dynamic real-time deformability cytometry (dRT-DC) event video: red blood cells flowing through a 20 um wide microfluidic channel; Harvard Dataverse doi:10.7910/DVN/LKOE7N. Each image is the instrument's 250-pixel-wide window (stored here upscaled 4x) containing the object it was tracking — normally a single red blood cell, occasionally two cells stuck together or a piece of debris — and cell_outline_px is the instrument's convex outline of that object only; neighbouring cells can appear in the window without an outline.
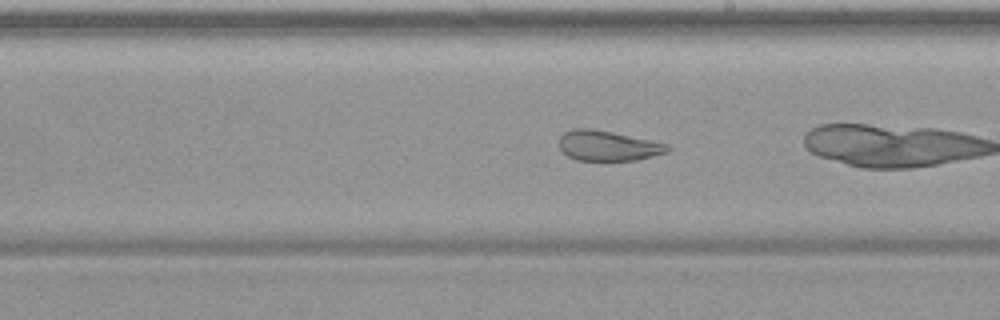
{"species": "common noctule bat (a hibernating species)", "species_latin": "Nyctalus noctula", "temperature_condition": "warm", "stored_images_in_passage": 40, "camera_frame_rate_fps": 3000, "um_per_image_px": 0.085, "animal": {"sex": "female", "body_mass_g": 19.9}, "frame": {"image": 1, "passage_image": 29, "time_ms": 9.333, "image_size_px": [1000, 320], "cell_outline_px": [[672, 148], [668, 152], [636, 160], [576, 160], [568, 156], [560, 148], [560, 136], [564, 132], [572, 128], [592, 128], [652, 140], [668, 144]], "centroid_in_image_um": [51.69, 12.38], "position_along_channel_um": 237.3, "area_um2": 19.07}}